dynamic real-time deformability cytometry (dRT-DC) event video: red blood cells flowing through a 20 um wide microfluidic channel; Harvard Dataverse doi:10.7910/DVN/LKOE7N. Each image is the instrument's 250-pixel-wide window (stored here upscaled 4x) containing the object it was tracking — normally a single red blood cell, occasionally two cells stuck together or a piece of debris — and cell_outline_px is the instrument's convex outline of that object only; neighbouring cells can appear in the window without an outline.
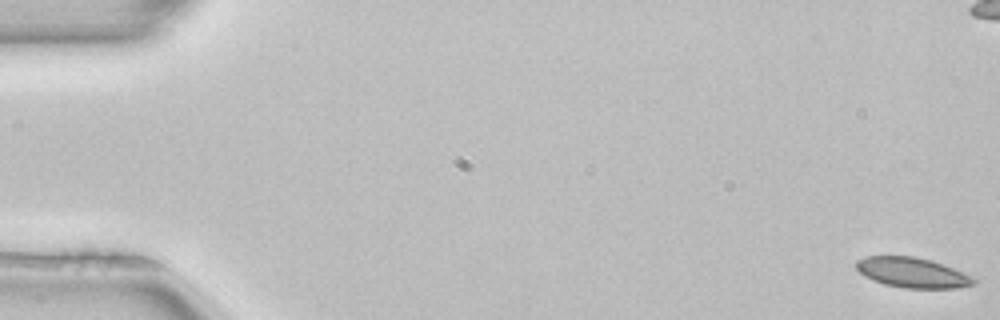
{"species": "common noctule bat (a hibernating species)", "species_latin": "Nyctalus noctula", "temperature_condition": "room temperature", "stored_images_in_passage": 53, "camera_frame_rate_fps": 3000, "um_per_image_px": 0.085, "animal": {"sex": "female", "body_mass_g": 22.7, "forearm_length_mm": 54.2}, "frame": {"image": 1, "passage_image": 1, "time_ms": 0.0, "image_size_px": [1000, 320], "cell_outline_px": [[976, 280], [972, 284], [956, 288], [904, 288], [884, 284], [872, 280], [864, 276], [856, 268], [856, 260], [864, 256], [916, 256], [932, 260], [944, 264], [972, 276]], "centroid_in_image_um": [77.52, 23.16], "position_along_channel_um": 7.5, "area_um2": 20.69}}
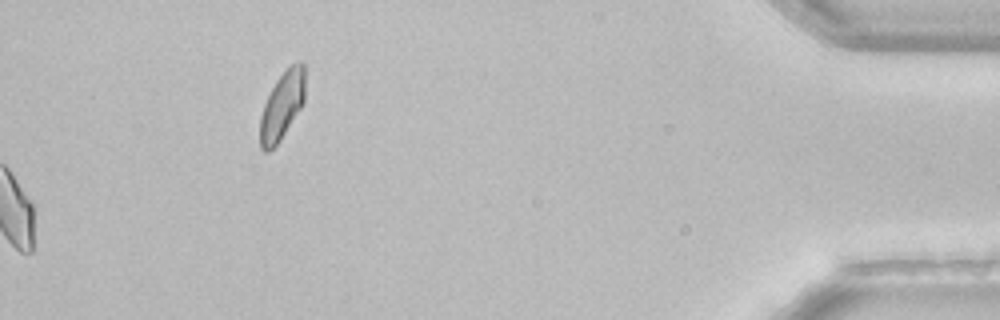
{"frame": {"image": 2, "passage_image": 53, "time_ms": 17.333, "image_size_px": [1000, 320], "cell_outline_px": [[304, 100], [300, 108], [280, 140], [268, 152], [264, 152], [260, 148], [260, 116], [264, 104], [276, 80], [292, 64], [300, 60], [304, 64]], "centroid_in_image_um": [23.96, 8.99], "position_along_channel_um": 411.2, "area_um2": 17.46}, "authors_computed_cell_mechanics": {"area_um2": 20.6346, "velocity_mm_per_s": 3.9736, "shape_relaxation_time_tau1_ms": null, "shape_relaxation_time_tau2_ms": 4.2142, "deformation_change_tau1": null, "deformation_change_tau2": 0.0658}}